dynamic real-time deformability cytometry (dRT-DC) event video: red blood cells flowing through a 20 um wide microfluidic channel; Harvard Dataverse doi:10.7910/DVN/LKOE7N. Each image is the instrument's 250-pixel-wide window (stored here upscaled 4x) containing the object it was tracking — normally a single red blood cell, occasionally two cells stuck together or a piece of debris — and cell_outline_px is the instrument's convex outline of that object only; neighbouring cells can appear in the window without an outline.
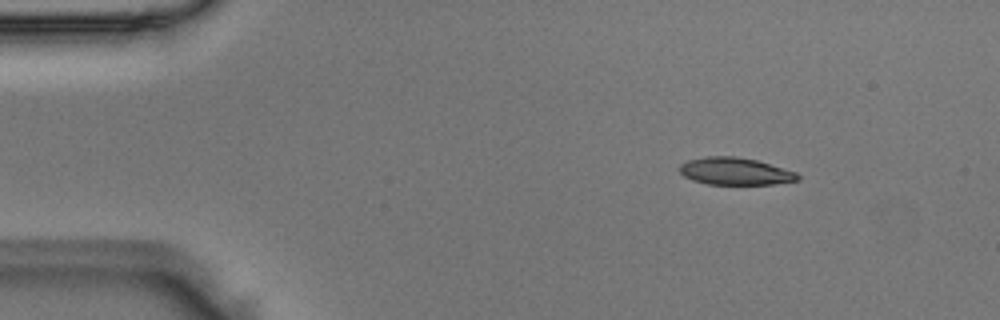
{"species": "Egyptian fruit bat (a non-hibernating species)", "species_latin": "Rousettus aegyptiacus", "temperature_condition": "room temperature", "stored_images_in_passage": 49, "camera_frame_rate_fps": 3000, "um_per_image_px": 0.085, "animal": {"sex": "male"}, "frame": {"image": 1, "passage_image": 6, "time_ms": 1.667, "image_size_px": [1000, 320], "cell_outline_px": [[800, 180], [772, 184], [708, 184], [692, 180], [684, 176], [676, 168], [680, 164], [688, 160], [704, 156], [736, 156], [756, 160], [796, 172], [800, 176]], "centroid_in_image_um": [62.44, 14.55], "position_along_channel_um": 22.6, "area_um2": 18.84}}
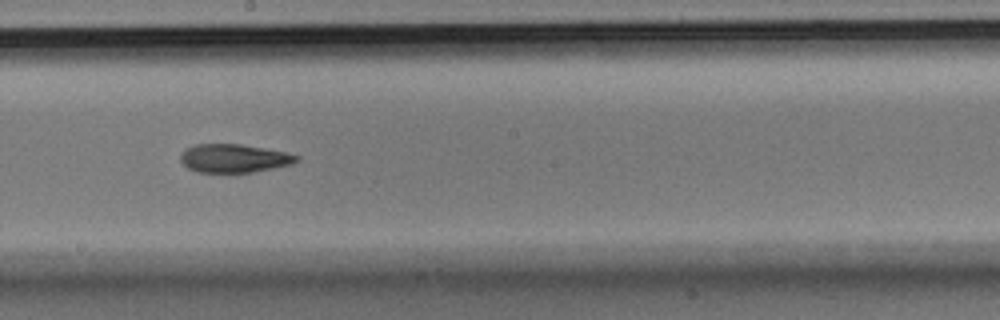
{"frame": {"image": 2, "passage_image": 27, "time_ms": 8.667, "image_size_px": [1000, 320], "cell_outline_px": [[300, 160], [292, 164], [252, 172], [196, 172], [188, 168], [180, 160], [180, 152], [184, 148], [196, 144], [240, 144], [264, 148], [284, 152], [300, 156]], "centroid_in_image_um": [19.86, 13.45], "position_along_channel_um": 228.3, "area_um2": 19.25}}
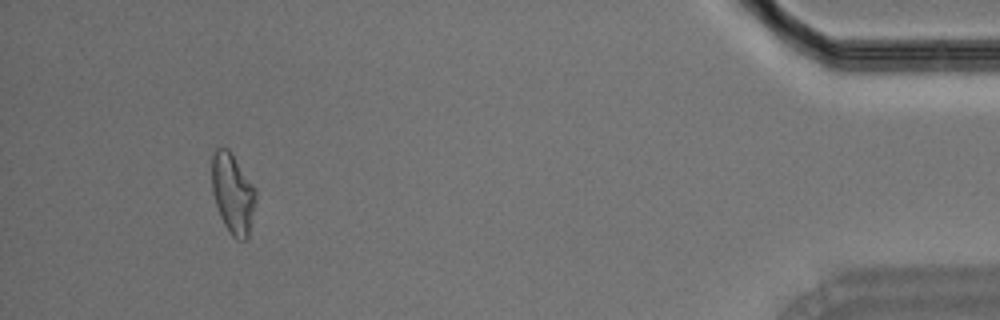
{"frame": {"image": 3, "passage_image": 46, "time_ms": 15.0, "image_size_px": [1000, 320], "cell_outline_px": [[256, 196], [248, 236], [244, 240], [236, 240], [228, 232], [220, 216], [212, 192], [212, 156], [216, 148], [228, 148], [232, 152], [256, 188]], "centroid_in_image_um": [19.78, 16.43], "position_along_channel_um": 415.4, "area_um2": 20.58}}